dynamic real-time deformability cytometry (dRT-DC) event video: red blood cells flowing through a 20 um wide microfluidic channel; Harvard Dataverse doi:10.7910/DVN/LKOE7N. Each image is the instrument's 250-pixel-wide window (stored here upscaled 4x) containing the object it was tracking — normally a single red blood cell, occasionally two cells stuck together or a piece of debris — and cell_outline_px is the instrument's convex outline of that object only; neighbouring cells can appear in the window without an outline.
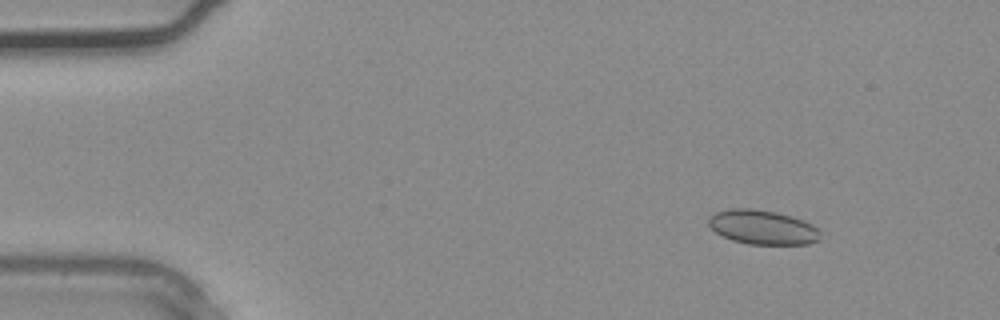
{"species": "common noctule bat (a hibernating species)", "species_latin": "Nyctalus noctula", "temperature_condition": "warm", "stored_images_in_passage": 36, "camera_frame_rate_fps": 3000, "um_per_image_px": 0.085, "animal": {"sex": "male", "body_mass_g": 20.4}, "frame": {"image": 1, "passage_image": 4, "time_ms": 1.0, "image_size_px": [1000, 320], "cell_outline_px": [[820, 236], [816, 240], [808, 244], [748, 244], [732, 240], [716, 232], [708, 224], [708, 216], [716, 212], [732, 208], [752, 208], [776, 212], [804, 220], [812, 224], [820, 232]], "centroid_in_image_um": [64.8, 19.3], "position_along_channel_um": 20.2, "area_um2": 22.25}}
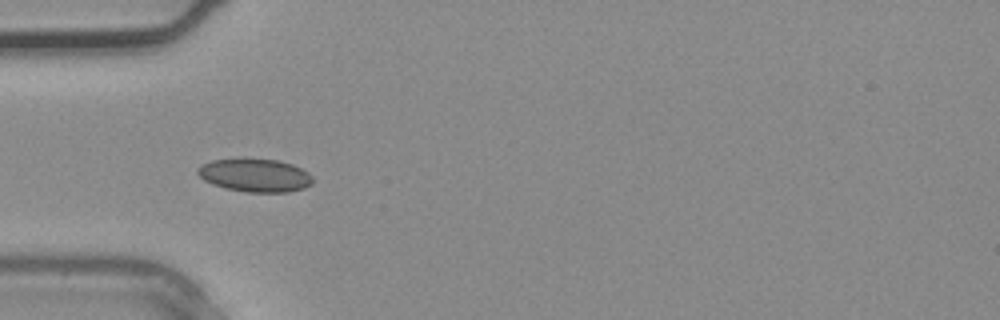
{"frame": {"image": 2, "passage_image": 11, "time_ms": 3.333, "image_size_px": [1000, 320], "cell_outline_px": [[312, 184], [304, 188], [288, 192], [248, 192], [228, 188], [212, 184], [204, 180], [196, 172], [196, 168], [212, 160], [240, 156], [276, 160], [292, 164], [308, 172], [312, 176]], "centroid_in_image_um": [21.66, 14.86], "position_along_channel_um": 63.3, "area_um2": 22.66}}
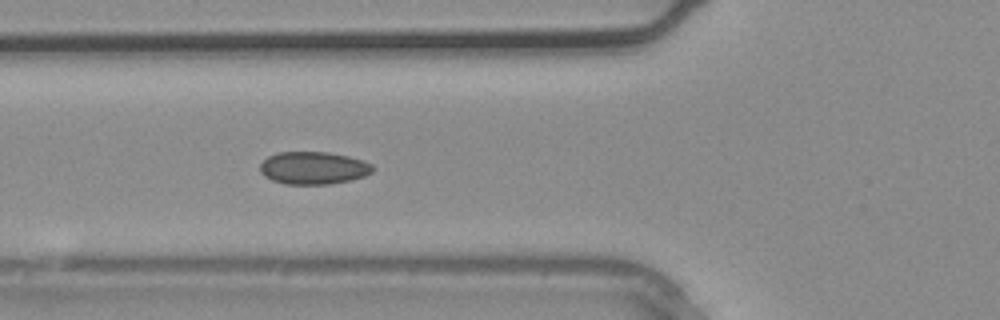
{"frame": {"image": 3, "passage_image": 13, "time_ms": 4.0, "image_size_px": [1000, 320], "cell_outline_px": [[372, 172], [364, 176], [348, 180], [328, 184], [284, 184], [272, 180], [264, 176], [260, 172], [260, 164], [268, 156], [276, 152], [328, 152], [348, 156], [364, 160], [372, 164]], "centroid_in_image_um": [26.61, 14.27], "position_along_channel_um": 99.2, "area_um2": 21.39}}